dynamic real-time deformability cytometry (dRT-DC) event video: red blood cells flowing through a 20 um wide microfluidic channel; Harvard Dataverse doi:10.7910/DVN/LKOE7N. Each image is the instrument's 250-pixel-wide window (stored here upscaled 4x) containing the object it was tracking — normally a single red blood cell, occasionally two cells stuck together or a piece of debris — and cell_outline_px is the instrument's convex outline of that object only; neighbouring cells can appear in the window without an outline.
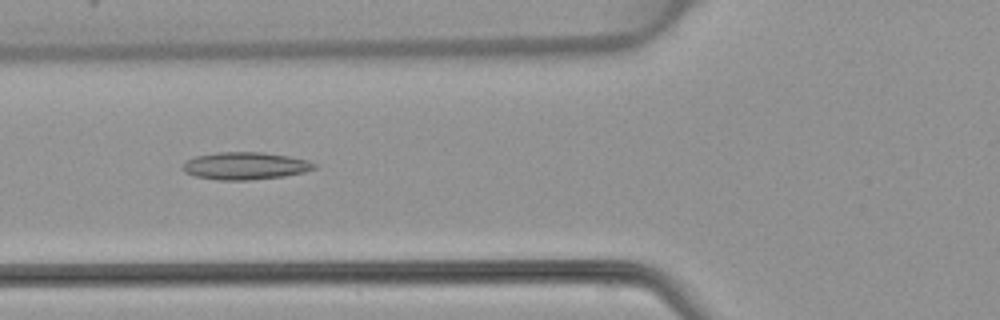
{"species": "common noctule bat (a hibernating species)", "species_latin": "Nyctalus noctula", "temperature_condition": "warm", "stored_images_in_passage": 5, "camera_frame_rate_fps": 3000, "um_per_image_px": 0.085, "animal": {"sex": "female", "body_mass_g": 22.7, "forearm_length_mm": 54.2}, "frame": {"image": 1, "passage_image": 5, "time_ms": 5.667, "image_size_px": [1000, 320], "cell_outline_px": [[316, 168], [304, 172], [284, 176], [252, 180], [220, 180], [196, 176], [184, 172], [180, 168], [188, 160], [196, 156], [216, 152], [264, 152], [288, 156], [308, 160], [316, 164]], "centroid_in_image_um": [20.85, 14.09], "position_along_channel_um": 105.0, "area_um2": 21.04}}